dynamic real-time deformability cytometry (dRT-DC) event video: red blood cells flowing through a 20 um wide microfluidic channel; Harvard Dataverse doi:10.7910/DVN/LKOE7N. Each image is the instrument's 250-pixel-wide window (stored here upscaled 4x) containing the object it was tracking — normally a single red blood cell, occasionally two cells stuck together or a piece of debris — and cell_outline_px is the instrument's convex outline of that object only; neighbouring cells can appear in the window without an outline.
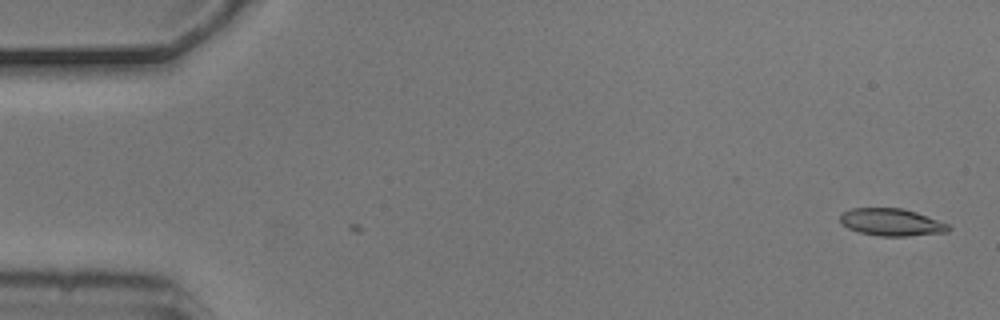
{"species": "common noctule bat (a hibernating species)", "species_latin": "Nyctalus noctula", "temperature_condition": "cold", "stored_images_in_passage": 2, "camera_frame_rate_fps": 3000, "um_per_image_px": 0.085, "animal": {"sex": "male", "body_mass_g": 20.5, "forearm_length_mm": 52.5}, "frame": {"image": 1, "passage_image": 2, "time_ms": 0.333, "image_size_px": [1000, 320], "cell_outline_px": [[952, 228], [948, 232], [908, 236], [880, 236], [860, 232], [848, 228], [840, 224], [840, 216], [844, 212], [852, 208], [904, 208], [916, 212], [948, 224]], "centroid_in_image_um": [75.78, 18.89], "position_along_channel_um": 9.2, "area_um2": 17.22}}